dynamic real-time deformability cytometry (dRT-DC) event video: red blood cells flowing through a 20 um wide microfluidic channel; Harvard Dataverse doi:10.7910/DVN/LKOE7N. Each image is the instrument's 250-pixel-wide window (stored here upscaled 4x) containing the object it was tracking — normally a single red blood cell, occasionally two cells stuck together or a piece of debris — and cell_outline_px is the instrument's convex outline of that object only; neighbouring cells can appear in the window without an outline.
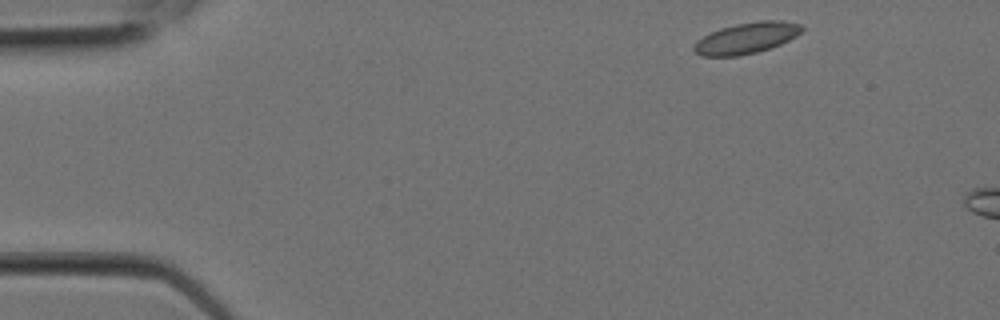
{"species": "Egyptian fruit bat (a non-hibernating species)", "species_latin": "Rousettus aegyptiacus", "temperature_condition": "room temperature", "stored_images_in_passage": 3, "camera_frame_rate_fps": 3000, "um_per_image_px": 0.085, "animal": {"sex": "female"}, "frame": {"image": 1, "passage_image": 1, "time_ms": 0.0, "image_size_px": [1000, 320], "cell_outline_px": [[804, 28], [796, 36], [772, 48], [740, 56], [700, 56], [692, 48], [696, 40], [720, 28], [736, 24], [760, 20], [780, 20], [804, 24]], "centroid_in_image_um": [63.47, 3.23], "position_along_channel_um": 21.5, "area_um2": 19.65}}